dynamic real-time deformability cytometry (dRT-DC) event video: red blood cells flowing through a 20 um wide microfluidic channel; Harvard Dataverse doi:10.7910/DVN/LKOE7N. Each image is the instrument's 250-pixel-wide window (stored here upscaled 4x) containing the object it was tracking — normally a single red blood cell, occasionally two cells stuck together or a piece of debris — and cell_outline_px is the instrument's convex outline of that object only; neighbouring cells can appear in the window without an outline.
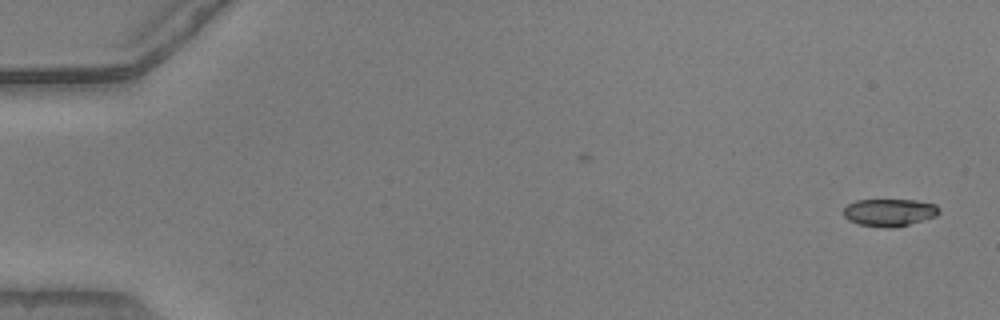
{"species": "common noctule bat (a hibernating species)", "species_latin": "Nyctalus noctula", "temperature_condition": "warm", "stored_images_in_passage": 53, "camera_frame_rate_fps": 3000, "um_per_image_px": 0.085, "animal": {"sex": "male", "body_mass_g": 20.5, "forearm_length_mm": 52.5}, "frame": {"image": 1, "passage_image": 1, "time_ms": 0.0, "image_size_px": [1000, 320], "cell_outline_px": [[940, 212], [936, 216], [908, 224], [888, 228], [860, 224], [848, 220], [844, 216], [844, 208], [848, 204], [856, 200], [916, 200], [936, 204], [940, 208]], "centroid_in_image_um": [75.61, 18.04], "position_along_channel_um": 9.4, "area_um2": 15.14}}
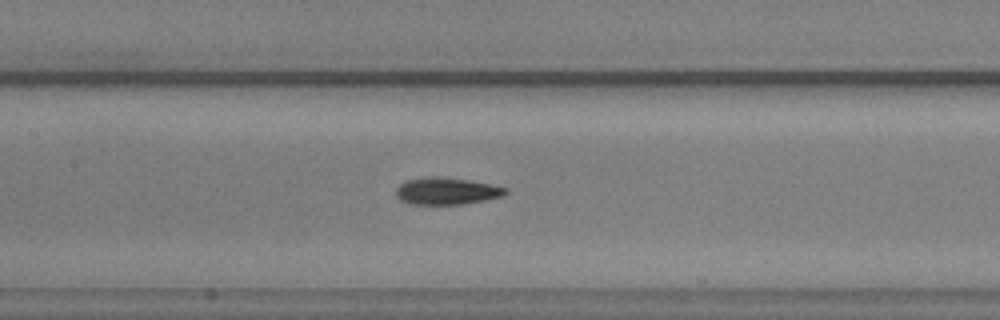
{"frame": {"image": 2, "passage_image": 25, "time_ms": 8.0, "image_size_px": [1000, 320], "cell_outline_px": [[508, 192], [504, 196], [484, 200], [460, 204], [408, 204], [400, 200], [396, 196], [396, 188], [400, 184], [408, 180], [432, 176], [436, 176], [468, 180], [508, 188]], "centroid_in_image_um": [37.95, 16.25], "position_along_channel_um": 169.5, "area_um2": 17.11}}
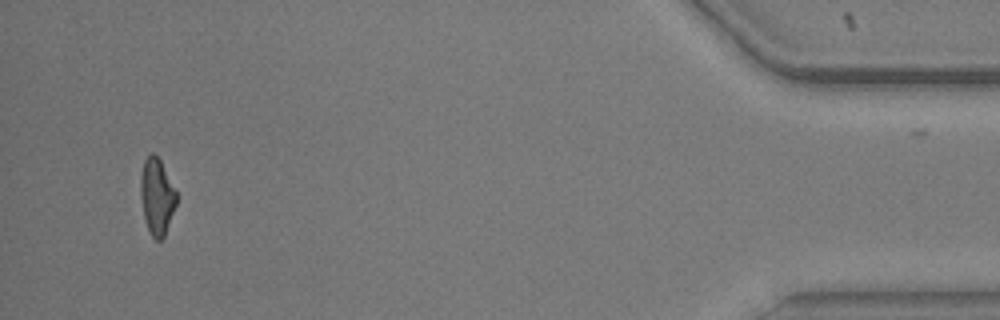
{"frame": {"image": 3, "passage_image": 50, "time_ms": 16.333, "image_size_px": [1000, 320], "cell_outline_px": [[176, 204], [164, 236], [160, 240], [156, 240], [148, 232], [144, 220], [140, 192], [140, 176], [144, 160], [152, 152], [160, 160], [176, 192]], "centroid_in_image_um": [13.3, 16.72], "position_along_channel_um": 421.9, "area_um2": 15.78}, "authors_computed_cell_mechanics": {"area_um2": 16.6464, "velocity_mm_per_s": 3.8995, "shape_relaxation_time_tau1_ms": 4.9984, "shape_relaxation_time_tau2_ms": 2.8794, "deformation_change_tau1": 0.1836, "deformation_change_tau2": 0.1075}}